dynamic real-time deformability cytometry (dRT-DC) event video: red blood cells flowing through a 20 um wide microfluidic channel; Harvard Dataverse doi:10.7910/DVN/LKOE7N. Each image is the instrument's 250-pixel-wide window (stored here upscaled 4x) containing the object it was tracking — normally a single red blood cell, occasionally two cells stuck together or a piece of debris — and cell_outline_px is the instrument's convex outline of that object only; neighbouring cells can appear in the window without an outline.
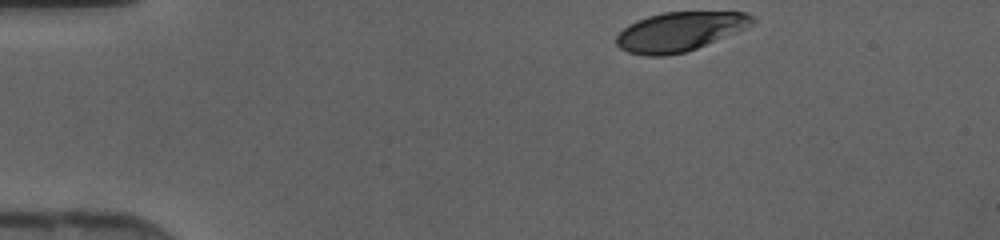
{"species": "human", "species_latin": "Homo sapiens", "temperature_condition": "cold", "stored_images_in_passage": 32, "camera_frame_rate_fps": 3000, "um_per_image_px": 0.085, "donor": {"sex": "female"}, "frame": {"image": 1, "passage_image": 1, "time_ms": 0.0, "image_size_px": [1000, 240], "cell_outline_px": [[756, 20], [752, 24], [736, 32], [696, 48], [684, 52], [664, 56], [644, 56], [628, 52], [620, 48], [616, 44], [616, 36], [628, 24], [636, 20], [648, 16], [664, 12], [748, 12]], "centroid_in_image_um": [57.73, 2.68], "position_along_channel_um": 27.3, "area_um2": 30.87}}
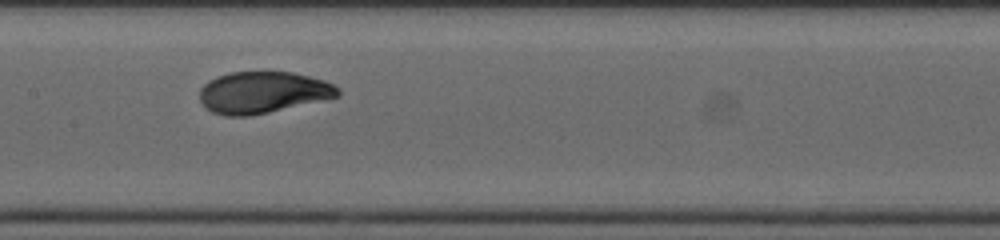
{"frame": {"image": 2, "passage_image": 17, "time_ms": 5.333, "image_size_px": [1000, 240], "cell_outline_px": [[340, 96], [268, 112], [248, 116], [224, 116], [212, 112], [204, 108], [200, 100], [200, 88], [208, 80], [216, 76], [232, 72], [292, 72], [324, 80], [340, 88]], "centroid_in_image_um": [22.3, 7.85], "position_along_channel_um": 185.1, "area_um2": 33.52}}
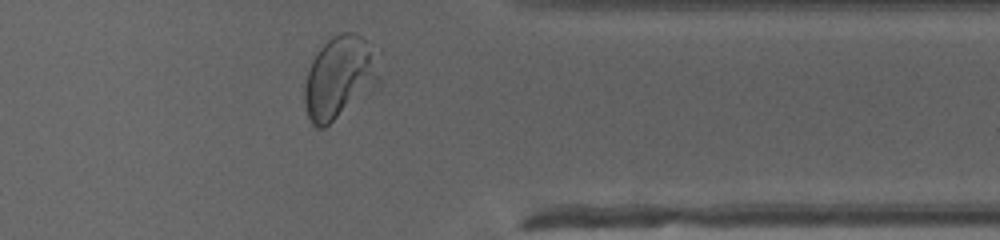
{"frame": {"image": 3, "passage_image": 31, "time_ms": 10.0, "image_size_px": [1000, 240], "cell_outline_px": [[380, 80], [324, 128], [316, 128], [312, 124], [308, 116], [304, 104], [304, 84], [312, 60], [320, 48], [332, 36], [340, 32], [352, 32], [360, 36], [380, 48]], "centroid_in_image_um": [28.89, 6.51], "position_along_channel_um": 382.5, "area_um2": 36.07}}